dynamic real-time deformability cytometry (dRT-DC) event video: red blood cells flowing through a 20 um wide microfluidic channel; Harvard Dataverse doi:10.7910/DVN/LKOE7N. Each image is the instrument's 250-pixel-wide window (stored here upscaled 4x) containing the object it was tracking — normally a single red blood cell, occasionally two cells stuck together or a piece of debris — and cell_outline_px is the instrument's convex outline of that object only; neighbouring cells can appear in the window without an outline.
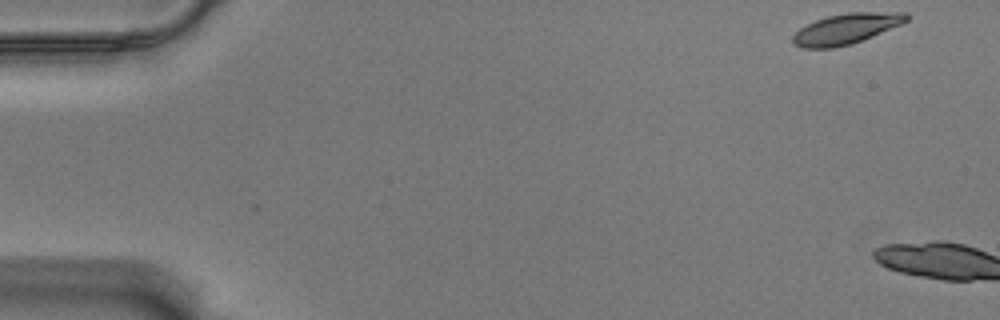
{"species": "Egyptian fruit bat (a non-hibernating species)", "species_latin": "Rousettus aegyptiacus", "temperature_condition": "warm", "stored_images_in_passage": 3, "camera_frame_rate_fps": 3000, "um_per_image_px": 0.085, "animal": {"sex": "male"}, "frame": {"image": 1, "passage_image": 1, "time_ms": 0.0, "image_size_px": [1000, 320], "cell_outline_px": [[908, 20], [900, 24], [872, 36], [852, 44], [832, 48], [800, 48], [792, 44], [792, 36], [800, 28], [816, 20], [828, 16], [848, 12], [908, 12]], "centroid_in_image_um": [71.89, 2.45], "position_along_channel_um": 13.1, "area_um2": 20.11}}